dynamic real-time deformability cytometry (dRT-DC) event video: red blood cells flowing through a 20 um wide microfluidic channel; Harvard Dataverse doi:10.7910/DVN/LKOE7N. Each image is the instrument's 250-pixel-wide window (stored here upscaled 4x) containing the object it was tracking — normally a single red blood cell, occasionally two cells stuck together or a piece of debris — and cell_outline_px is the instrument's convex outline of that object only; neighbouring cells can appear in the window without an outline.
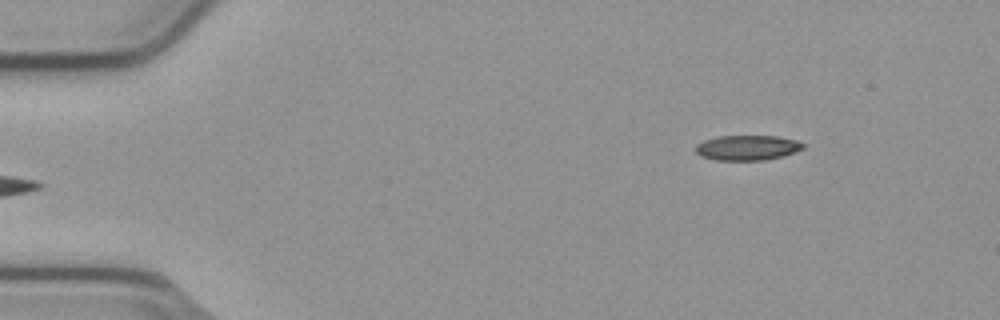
{"species": "common noctule bat (a hibernating species)", "species_latin": "Nyctalus noctula", "temperature_condition": "cold", "stored_images_in_passage": 48, "camera_frame_rate_fps": 3000, "um_per_image_px": 0.085, "animal": {"sex": "male", "body_mass_g": 23.1, "forearm_length_mm": 52.7}, "frame": {"image": 1, "passage_image": 1, "time_ms": 0.0, "image_size_px": [1000, 320], "cell_outline_px": [[804, 148], [784, 156], [764, 160], [716, 160], [700, 156], [696, 152], [696, 144], [704, 140], [716, 136], [776, 136], [796, 140], [804, 144]], "centroid_in_image_um": [63.5, 12.55], "position_along_channel_um": 21.5, "area_um2": 15.72}}
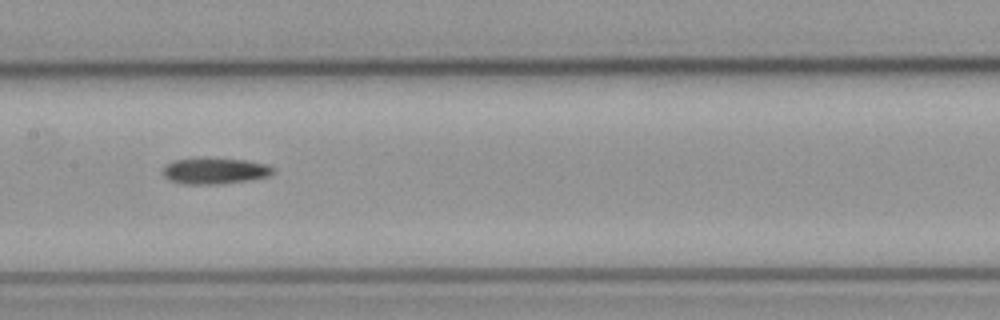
{"frame": {"image": 2, "passage_image": 21, "time_ms": 6.667, "image_size_px": [1000, 320], "cell_outline_px": [[276, 168], [268, 176], [244, 180], [216, 184], [184, 184], [168, 180], [160, 172], [168, 164], [176, 160], [244, 160], [268, 164]], "centroid_in_image_um": [18.25, 14.56], "position_along_channel_um": 189.1, "area_um2": 16.01}}
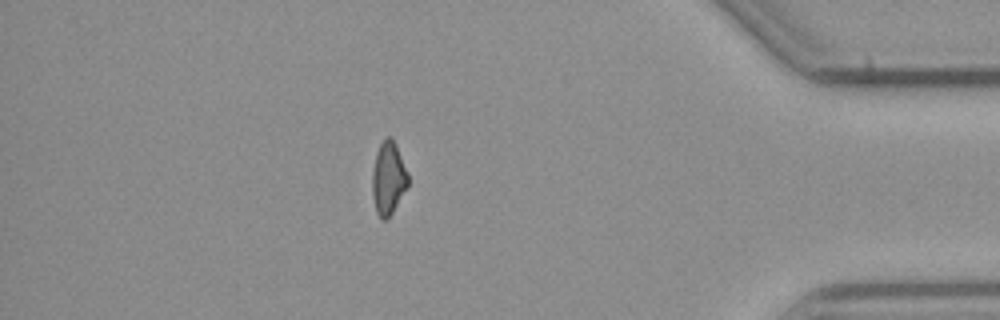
{"frame": {"image": 3, "passage_image": 41, "time_ms": 13.333, "image_size_px": [1000, 320], "cell_outline_px": [[408, 184], [388, 220], [380, 220], [376, 212], [372, 196], [372, 172], [376, 152], [380, 144], [388, 136], [392, 136], [396, 144], [408, 172]], "centroid_in_image_um": [32.99, 15.16], "position_along_channel_um": 402.2, "area_um2": 15.32}}